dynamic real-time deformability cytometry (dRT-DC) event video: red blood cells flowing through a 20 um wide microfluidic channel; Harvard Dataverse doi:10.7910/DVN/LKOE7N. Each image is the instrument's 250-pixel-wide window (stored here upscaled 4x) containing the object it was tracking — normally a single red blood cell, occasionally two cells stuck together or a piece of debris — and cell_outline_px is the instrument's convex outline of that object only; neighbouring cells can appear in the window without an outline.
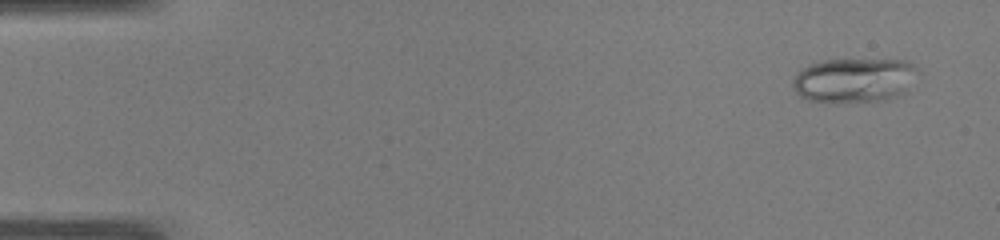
{"species": "common noctule bat (a hibernating species)", "species_latin": "Nyctalus noctula", "temperature_condition": "warm", "stored_images_in_passage": 49, "camera_frame_rate_fps": 3000, "um_per_image_px": 0.085, "animal": {"sex": "male", "body_mass_g": 19.0, "forearm_length_mm": 50.8}, "frame": {"image": 1, "passage_image": 3, "time_ms": 0.667, "image_size_px": [1000, 240], "cell_outline_px": [[916, 68], [908, 92], [884, 100], [836, 104], [808, 100], [800, 96], [796, 92], [792, 84], [792, 80], [796, 72], [808, 64], [824, 60], [908, 60]], "centroid_in_image_um": [72.55, 6.84], "position_along_channel_um": 12.5, "area_um2": 32.83}}
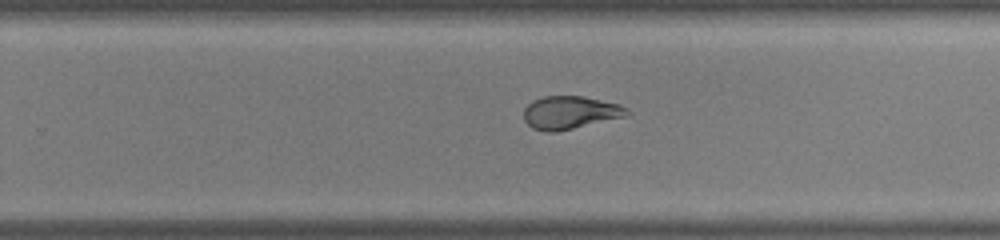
{"frame": {"image": 2, "passage_image": 32, "time_ms": 10.333, "image_size_px": [1000, 240], "cell_outline_px": [[632, 112], [628, 116], [556, 132], [548, 132], [532, 128], [524, 120], [524, 108], [532, 100], [544, 96], [584, 96], [620, 104], [628, 108]], "centroid_in_image_um": [48.49, 9.56], "position_along_channel_um": 281.3, "area_um2": 20.06}}
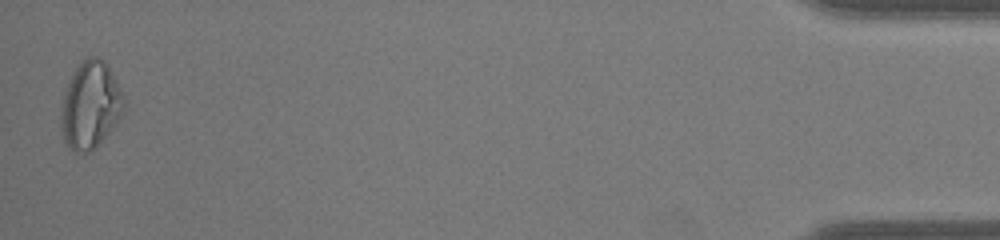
{"frame": {"image": 3, "passage_image": 49, "time_ms": 16.0, "image_size_px": [1000, 240], "cell_outline_px": [[124, 112], [116, 124], [96, 148], [88, 152], [72, 152], [68, 148], [64, 140], [60, 124], [60, 116], [64, 96], [72, 72], [88, 56], [96, 56], [104, 60], [112, 72], [124, 100]], "centroid_in_image_um": [7.68, 8.97], "position_along_channel_um": 427.5, "area_um2": 31.85}, "authors_computed_cell_mechanics": {"area_um2": 25.2008, "velocity_mm_per_s": 4.0975, "shape_relaxation_time_tau1_ms": null, "shape_relaxation_time_tau2_ms": 1.1509, "deformation_change_tau1": null, "deformation_change_tau2": 0.0669}}